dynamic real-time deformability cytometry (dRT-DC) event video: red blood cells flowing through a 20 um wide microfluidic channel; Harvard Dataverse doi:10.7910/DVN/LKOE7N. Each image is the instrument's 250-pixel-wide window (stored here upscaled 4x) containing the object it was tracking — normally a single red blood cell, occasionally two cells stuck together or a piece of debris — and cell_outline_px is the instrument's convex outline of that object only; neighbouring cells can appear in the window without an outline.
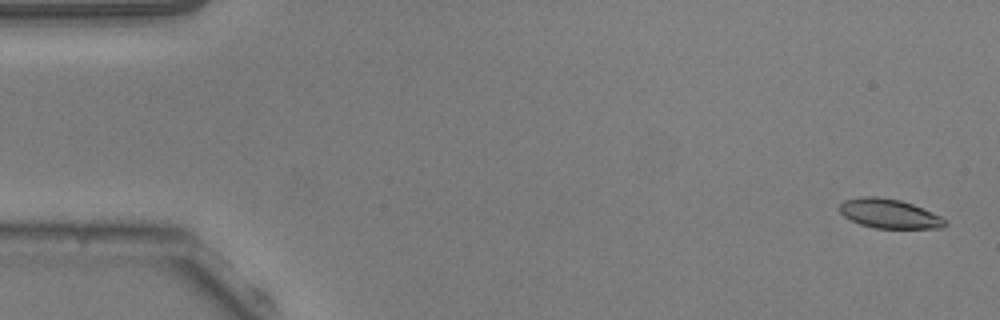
{"species": "common noctule bat (a hibernating species)", "species_latin": "Nyctalus noctula", "temperature_condition": "warm", "stored_images_in_passage": 53, "camera_frame_rate_fps": 3000, "um_per_image_px": 0.085, "animal": {"sex": "male", "body_mass_g": 20.5, "forearm_length_mm": 52.5}, "frame": {"image": 1, "passage_image": 2, "time_ms": 0.333, "image_size_px": [1000, 320], "cell_outline_px": [[948, 224], [940, 228], [872, 228], [860, 224], [844, 216], [840, 212], [840, 204], [844, 200], [864, 196], [876, 196], [900, 200], [912, 204], [932, 212], [948, 220]], "centroid_in_image_um": [75.6, 18.16], "position_along_channel_um": 9.4, "area_um2": 17.98}}
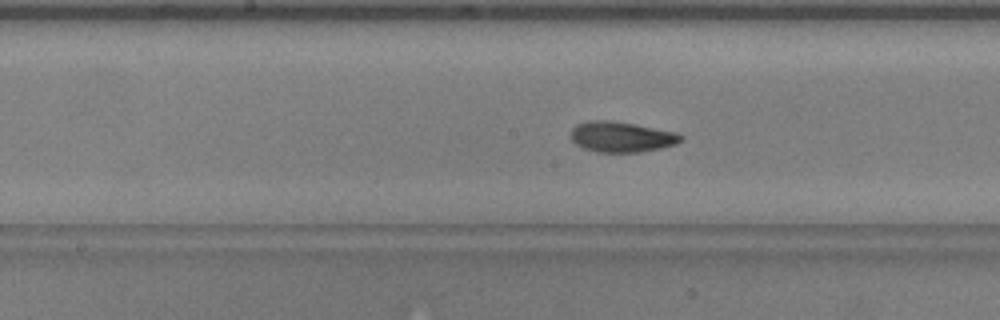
{"frame": {"image": 2, "passage_image": 27, "time_ms": 8.667, "image_size_px": [1000, 320], "cell_outline_px": [[684, 140], [676, 144], [660, 148], [640, 152], [596, 152], [584, 148], [576, 144], [572, 140], [572, 128], [576, 124], [588, 120], [612, 120], [636, 124], [676, 132], [684, 136]], "centroid_in_image_um": [52.85, 11.62], "position_along_channel_um": 195.4, "area_um2": 19.71}}
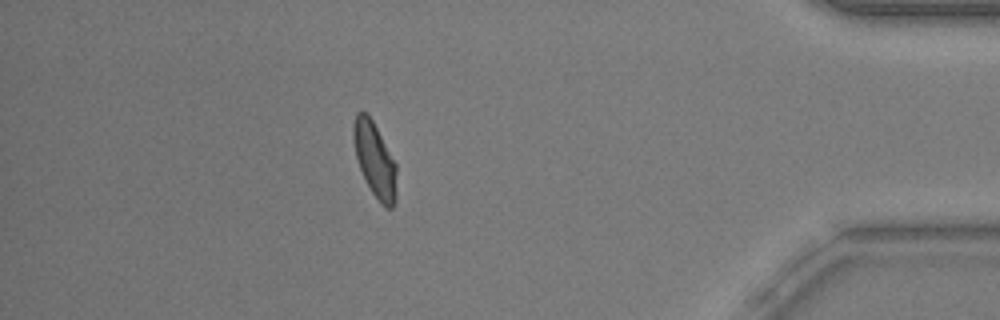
{"frame": {"image": 3, "passage_image": 47, "time_ms": 15.333, "image_size_px": [1000, 320], "cell_outline_px": [[396, 200], [392, 208], [384, 208], [380, 204], [364, 180], [356, 156], [352, 136], [352, 128], [356, 112], [368, 112], [396, 164]], "centroid_in_image_um": [31.84, 13.59], "position_along_channel_um": 403.4, "area_um2": 18.9}, "authors_computed_cell_mechanics": {"area_um2": 18.9584, "velocity_mm_per_s": 3.8095, "shape_relaxation_time_tau1_ms": 3.7805, "shape_relaxation_time_tau2_ms": 2.2073, "deformation_change_tau1": 0.1345, "deformation_change_tau2": 0.0774}}